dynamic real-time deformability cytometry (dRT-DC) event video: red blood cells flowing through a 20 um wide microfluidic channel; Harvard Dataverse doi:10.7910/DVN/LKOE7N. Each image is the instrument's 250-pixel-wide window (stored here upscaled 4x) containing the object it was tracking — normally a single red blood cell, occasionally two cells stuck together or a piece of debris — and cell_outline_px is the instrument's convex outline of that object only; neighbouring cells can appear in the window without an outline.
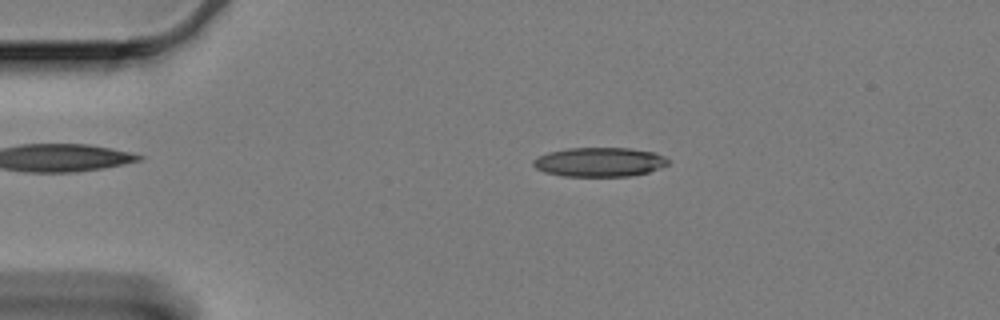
{"species": "Egyptian fruit bat (a non-hibernating species)", "species_latin": "Rousettus aegyptiacus", "temperature_condition": "cold", "stored_images_in_passage": 52, "camera_frame_rate_fps": 3000, "um_per_image_px": 0.085, "animal": {"sex": "female"}, "frame": {"image": 1, "passage_image": 4, "time_ms": 1.0, "image_size_px": [1000, 320], "cell_outline_px": [[668, 164], [660, 168], [648, 172], [632, 176], [564, 176], [544, 172], [536, 168], [532, 164], [532, 160], [548, 152], [568, 148], [628, 148], [656, 152], [664, 156], [668, 160]], "centroid_in_image_um": [50.96, 13.77], "position_along_channel_um": 34.0, "area_um2": 23.0}}
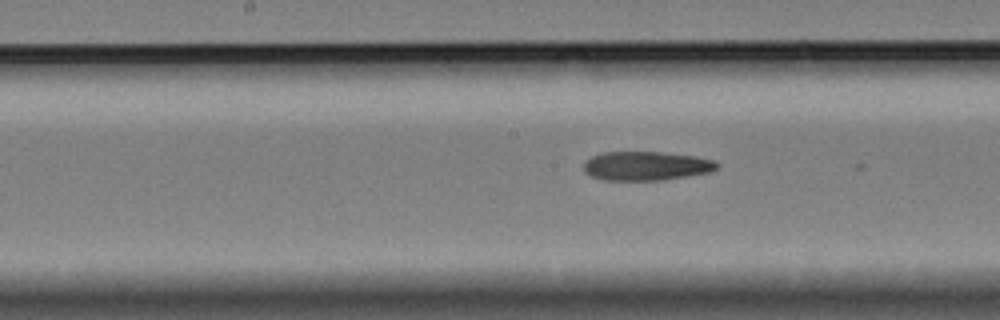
{"frame": {"image": 2, "passage_image": 22, "time_ms": 7.0, "image_size_px": [1000, 320], "cell_outline_px": [[720, 164], [716, 168], [708, 172], [660, 180], [604, 180], [592, 176], [584, 172], [584, 160], [592, 156], [604, 152], [660, 152], [696, 156], [716, 160]], "centroid_in_image_um": [54.9, 14.09], "position_along_channel_um": 193.3, "area_um2": 22.43}}
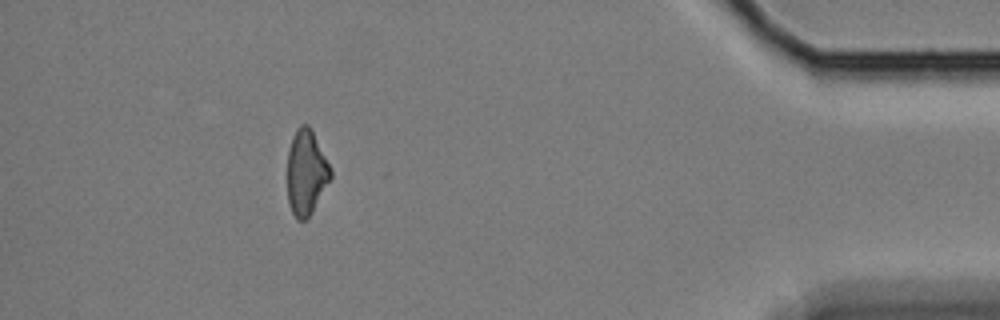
{"frame": {"image": 3, "passage_image": 46, "time_ms": 15.0, "image_size_px": [1000, 320], "cell_outline_px": [[332, 176], [312, 212], [304, 220], [296, 220], [288, 204], [288, 148], [292, 136], [296, 128], [300, 124], [308, 124], [332, 172]], "centroid_in_image_um": [26.0, 14.67], "position_along_channel_um": 409.2, "area_um2": 21.1}, "authors_computed_cell_mechanics": {"area_um2": 23.0622, "velocity_mm_per_s": 3.3314, "shape_relaxation_time_tau1_ms": null, "shape_relaxation_time_tau2_ms": 10.0845, "deformation_change_tau1": null, "deformation_change_tau2": 0.2254}}